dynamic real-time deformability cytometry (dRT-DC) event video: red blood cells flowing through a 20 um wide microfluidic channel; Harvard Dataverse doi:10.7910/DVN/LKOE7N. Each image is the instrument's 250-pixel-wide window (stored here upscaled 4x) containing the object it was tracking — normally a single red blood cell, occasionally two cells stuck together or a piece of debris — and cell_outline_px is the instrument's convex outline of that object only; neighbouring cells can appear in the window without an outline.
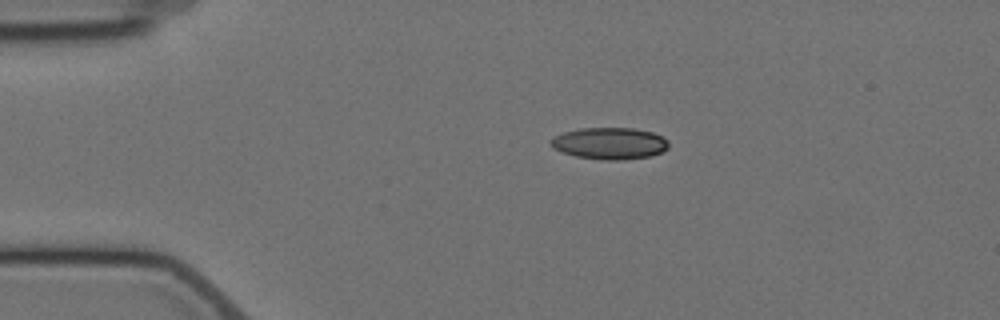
{"species": "Egyptian fruit bat (a non-hibernating species)", "species_latin": "Rousettus aegyptiacus", "temperature_condition": "cold", "stored_images_in_passage": 3, "camera_frame_rate_fps": 3000, "um_per_image_px": 0.085, "animal": {"sex": "female"}, "frame": {"image": 1, "passage_image": 1, "time_ms": 0.0, "image_size_px": [1000, 320], "cell_outline_px": [[668, 148], [652, 156], [624, 160], [604, 160], [576, 156], [560, 152], [552, 148], [552, 140], [556, 136], [564, 132], [580, 128], [632, 128], [652, 132], [664, 136], [668, 140]], "centroid_in_image_um": [51.86, 12.19], "position_along_channel_um": 33.1, "area_um2": 21.85}}
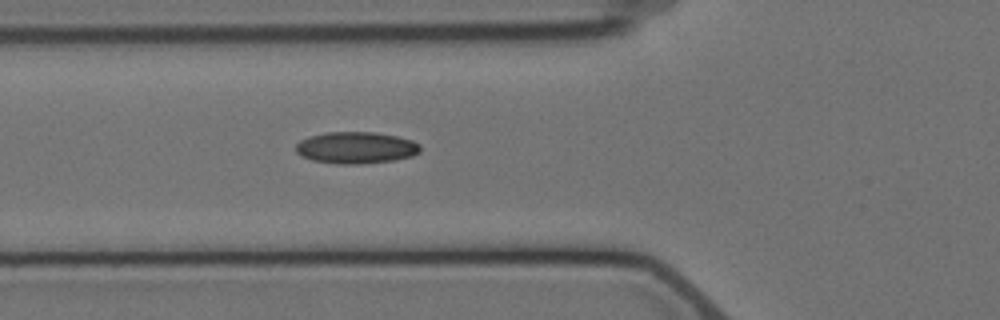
{"frame": {"image": 2, "passage_image": 3, "time_ms": 3.0, "image_size_px": [1000, 320], "cell_outline_px": [[420, 152], [412, 156], [396, 160], [360, 164], [336, 164], [312, 160], [300, 156], [296, 152], [296, 144], [300, 140], [308, 136], [328, 132], [376, 132], [396, 136], [412, 140], [420, 144]], "centroid_in_image_um": [30.25, 12.56], "position_along_channel_um": 95.5, "area_um2": 23.24}}